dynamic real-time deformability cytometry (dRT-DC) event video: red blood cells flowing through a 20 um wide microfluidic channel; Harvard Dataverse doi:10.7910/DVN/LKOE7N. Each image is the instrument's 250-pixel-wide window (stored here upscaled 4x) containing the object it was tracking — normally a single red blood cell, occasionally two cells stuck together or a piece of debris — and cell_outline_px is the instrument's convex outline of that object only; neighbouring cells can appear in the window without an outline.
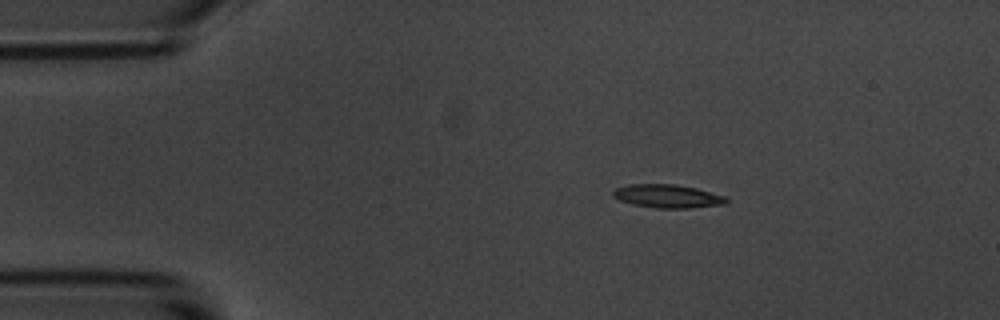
{"species": "common noctule bat (a hibernating species)", "species_latin": "Nyctalus noctula", "temperature_condition": "room temperature", "stored_images_in_passage": 4, "camera_frame_rate_fps": 3000, "um_per_image_px": 0.085, "animal": {"sex": "male", "body_mass_g": 20.1, "forearm_length_mm": 53.5}, "frame": {"image": 1, "passage_image": 2, "time_ms": 1.333, "image_size_px": [1000, 320], "cell_outline_px": [[728, 204], [688, 208], [656, 208], [632, 204], [620, 200], [612, 196], [612, 192], [616, 188], [628, 184], [676, 184], [696, 188], [724, 196], [728, 200]], "centroid_in_image_um": [56.73, 16.67], "position_along_channel_um": 28.3, "area_um2": 15.43}}
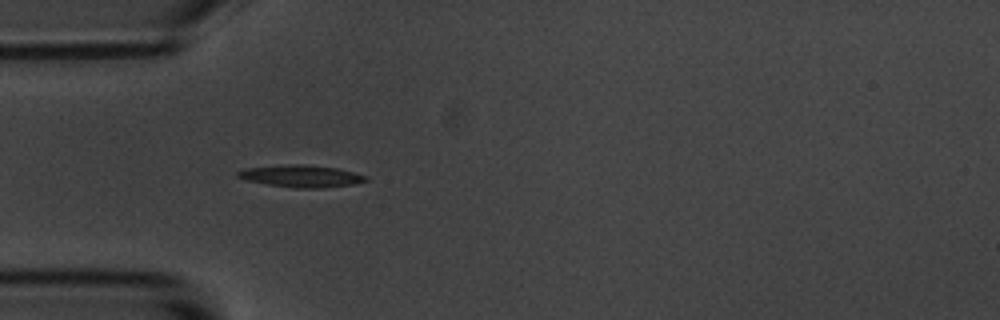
{"frame": {"image": 2, "passage_image": 4, "time_ms": 3.667, "image_size_px": [1000, 320], "cell_outline_px": [[368, 180], [352, 184], [320, 188], [296, 188], [268, 184], [248, 180], [236, 176], [236, 172], [244, 168], [288, 164], [304, 164], [336, 168], [368, 176]], "centroid_in_image_um": [25.58, 14.96], "position_along_channel_um": 59.4, "area_um2": 16.3}}